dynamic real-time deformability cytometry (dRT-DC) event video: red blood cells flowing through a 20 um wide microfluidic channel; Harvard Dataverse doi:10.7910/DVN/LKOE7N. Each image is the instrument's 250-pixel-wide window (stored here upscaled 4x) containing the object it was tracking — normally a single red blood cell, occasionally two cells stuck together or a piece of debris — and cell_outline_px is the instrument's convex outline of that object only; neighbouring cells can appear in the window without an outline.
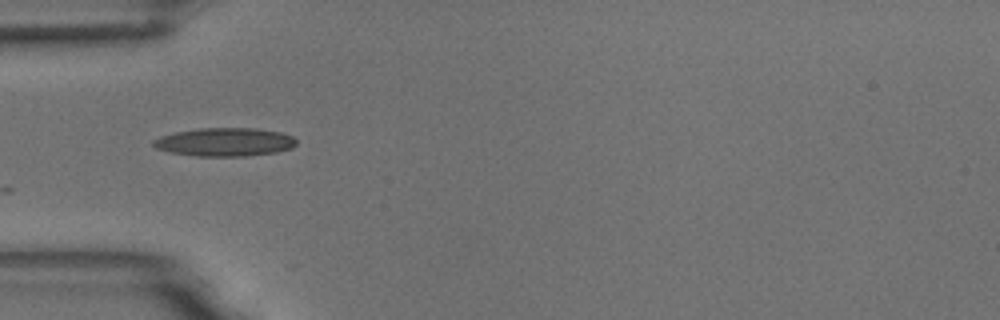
{"species": "common noctule bat (a hibernating species)", "species_latin": "Nyctalus noctula", "temperature_condition": "room temperature", "stored_images_in_passage": 7, "camera_frame_rate_fps": 3000, "um_per_image_px": 0.085, "animal": {"sex": "male", "body_mass_g": 18.8}, "frame": {"image": 1, "passage_image": 1, "time_ms": 0.0, "image_size_px": [1000, 320], "cell_outline_px": [[296, 144], [292, 148], [276, 152], [248, 156], [196, 156], [172, 152], [156, 148], [152, 144], [152, 140], [160, 136], [176, 132], [200, 128], [256, 128], [280, 132], [292, 136], [296, 140]], "centroid_in_image_um": [19.12, 12.07], "position_along_channel_um": 65.9, "area_um2": 23.64}}